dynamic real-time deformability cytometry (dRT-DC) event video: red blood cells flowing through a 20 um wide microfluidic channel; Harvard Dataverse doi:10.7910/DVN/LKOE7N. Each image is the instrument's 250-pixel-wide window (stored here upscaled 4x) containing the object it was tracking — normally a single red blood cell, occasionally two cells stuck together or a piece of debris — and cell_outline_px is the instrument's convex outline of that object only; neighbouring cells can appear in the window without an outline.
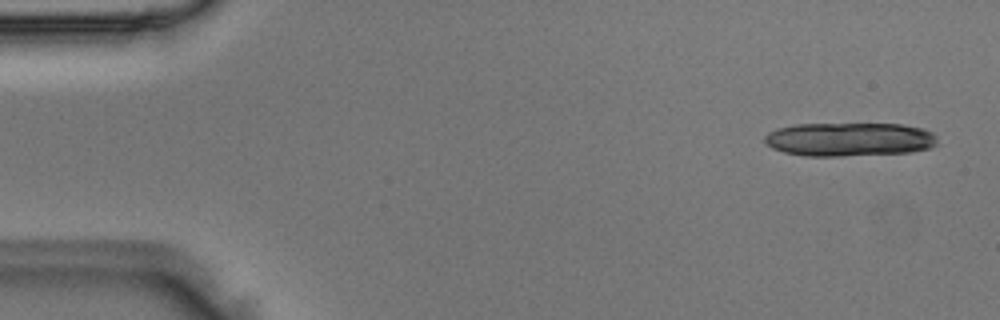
{"species": "Egyptian fruit bat (a non-hibernating species)", "species_latin": "Rousettus aegyptiacus", "temperature_condition": "room temperature", "stored_images_in_passage": 6, "camera_frame_rate_fps": 3000, "um_per_image_px": 0.085, "animal": {"sex": "male"}, "frame": {"image": 1, "passage_image": 1, "time_ms": 0.0, "image_size_px": [1000, 320], "cell_outline_px": [[940, 144], [932, 148], [912, 152], [840, 156], [804, 156], [784, 152], [772, 148], [764, 144], [764, 136], [768, 132], [776, 128], [796, 124], [900, 124], [924, 128], [932, 132], [936, 136]], "centroid_in_image_um": [72.22, 11.85], "position_along_channel_um": 12.8, "area_um2": 34.45}}
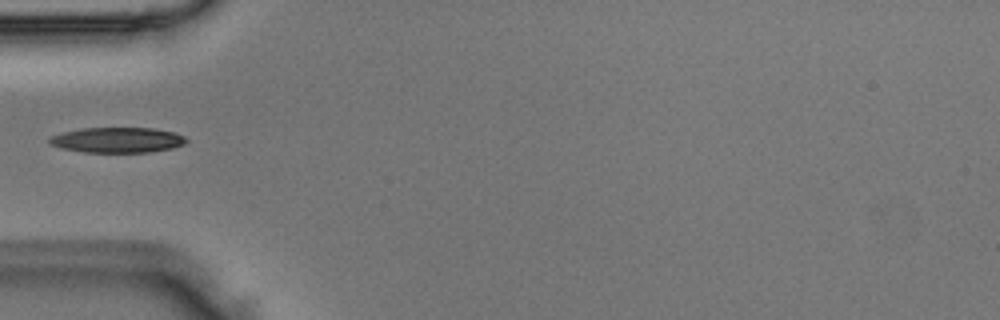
{"frame": {"image": 2, "passage_image": 5, "time_ms": 1.333, "image_size_px": [1000, 320], "cell_outline_px": [[188, 140], [184, 144], [172, 148], [152, 152], [84, 152], [60, 148], [52, 144], [48, 140], [52, 136], [64, 132], [80, 128], [152, 128], [176, 132], [184, 136]], "centroid_in_image_um": [10.02, 11.9], "position_along_channel_um": 75.0, "area_um2": 20.17}}
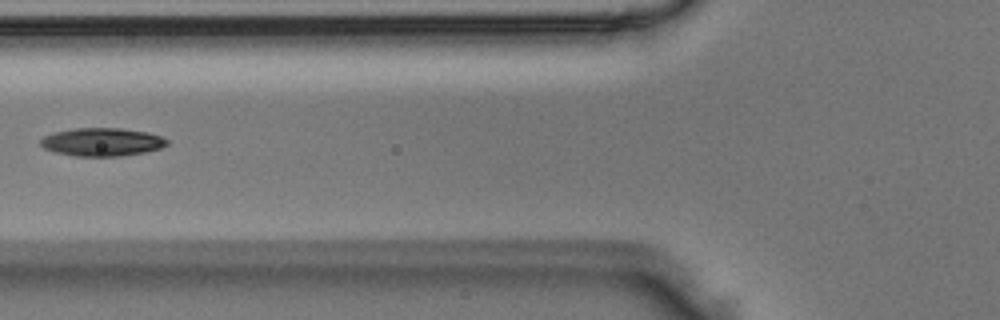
{"frame": {"image": 3, "passage_image": 6, "time_ms": 1.667, "image_size_px": [1000, 320], "cell_outline_px": [[168, 144], [160, 148], [144, 152], [120, 156], [76, 156], [56, 152], [44, 148], [40, 144], [40, 140], [44, 136], [56, 132], [76, 128], [120, 128], [148, 132], [160, 136], [168, 140]], "centroid_in_image_um": [8.68, 12.07], "position_along_channel_um": 117.1, "area_um2": 20.58}}